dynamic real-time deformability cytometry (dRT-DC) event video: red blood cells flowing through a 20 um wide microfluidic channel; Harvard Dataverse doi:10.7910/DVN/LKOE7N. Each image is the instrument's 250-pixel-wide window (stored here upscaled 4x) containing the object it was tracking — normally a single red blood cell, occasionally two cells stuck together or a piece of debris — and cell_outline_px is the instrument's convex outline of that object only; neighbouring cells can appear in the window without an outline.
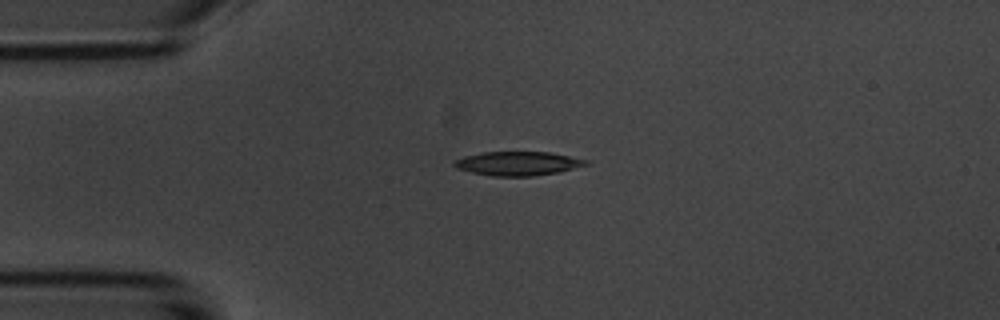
{"species": "common noctule bat (a hibernating species)", "species_latin": "Nyctalus noctula", "temperature_condition": "room temperature", "stored_images_in_passage": 6, "camera_frame_rate_fps": 3000, "um_per_image_px": 0.085, "animal": {"sex": "male", "body_mass_g": 20.1, "forearm_length_mm": 53.5}, "frame": {"image": 1, "passage_image": 3, "time_ms": 2.333, "image_size_px": [1000, 320], "cell_outline_px": [[588, 164], [560, 172], [532, 176], [492, 176], [472, 172], [456, 168], [452, 164], [452, 160], [464, 156], [484, 152], [548, 152], [588, 160]], "centroid_in_image_um": [43.97, 13.9], "position_along_channel_um": 41.0, "area_um2": 18.32}}
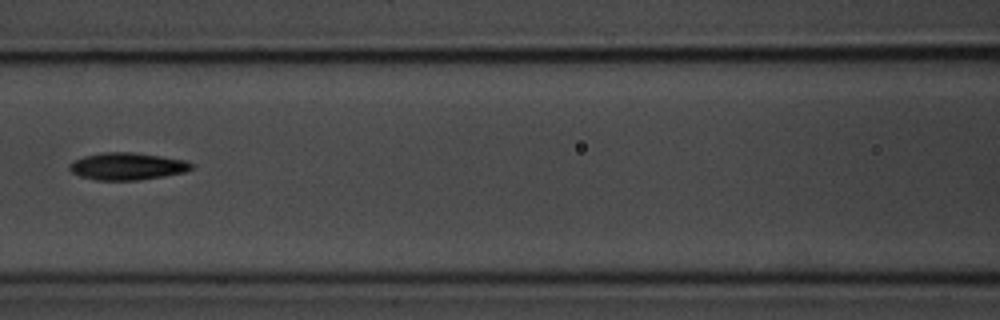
{"frame": {"image": 2, "passage_image": 6, "time_ms": 6.0, "image_size_px": [1000, 320], "cell_outline_px": [[196, 164], [192, 168], [184, 172], [164, 176], [136, 180], [96, 180], [80, 176], [72, 172], [68, 168], [76, 160], [84, 156], [104, 152], [136, 152], [184, 160]], "centroid_in_image_um": [10.85, 14.13], "position_along_channel_um": 155.8, "area_um2": 19.19}}